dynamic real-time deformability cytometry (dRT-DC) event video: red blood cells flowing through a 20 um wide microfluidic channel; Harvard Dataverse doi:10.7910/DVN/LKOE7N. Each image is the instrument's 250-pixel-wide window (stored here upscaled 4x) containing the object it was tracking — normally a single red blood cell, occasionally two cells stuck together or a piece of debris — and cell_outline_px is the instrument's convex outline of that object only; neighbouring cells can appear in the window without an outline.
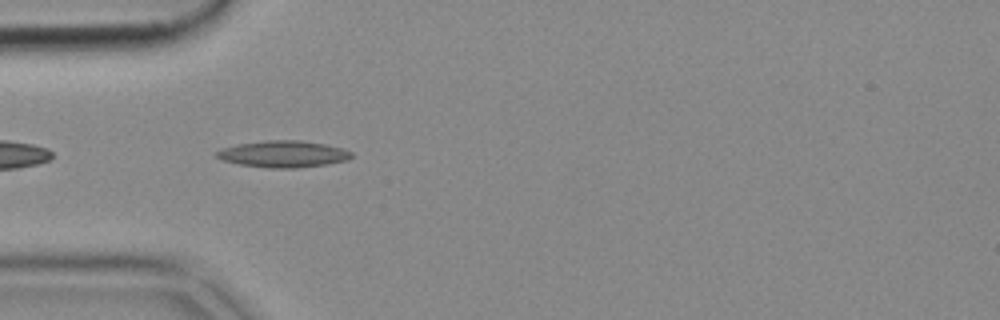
{"species": "common noctule bat (a hibernating species)", "species_latin": "Nyctalus noctula", "temperature_condition": "cold", "stored_images_in_passage": 39, "camera_frame_rate_fps": 3000, "um_per_image_px": 0.085, "animal": {"sex": "female", "body_mass_g": 18.4}, "frame": {"image": 1, "passage_image": 2, "time_ms": 0.333, "image_size_px": [1000, 320], "cell_outline_px": [[352, 156], [348, 160], [324, 164], [296, 168], [268, 168], [240, 164], [224, 160], [216, 156], [216, 152], [220, 148], [236, 144], [268, 140], [300, 140], [324, 144], [340, 148], [352, 152]], "centroid_in_image_um": [24.05, 13.09], "position_along_channel_um": 61.0, "area_um2": 20.75}}
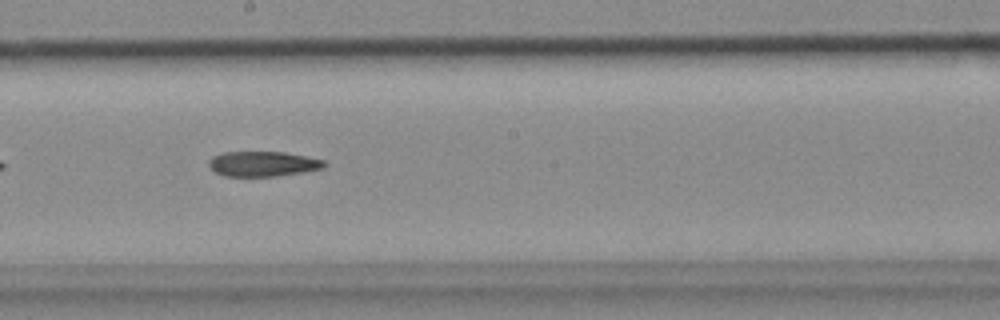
{"frame": {"image": 2, "passage_image": 15, "time_ms": 4.667, "image_size_px": [1000, 320], "cell_outline_px": [[328, 164], [324, 168], [276, 176], [224, 176], [216, 172], [208, 164], [208, 160], [212, 156], [224, 152], [284, 152], [324, 160]], "centroid_in_image_um": [22.34, 13.92], "position_along_channel_um": 225.9, "area_um2": 16.76}}
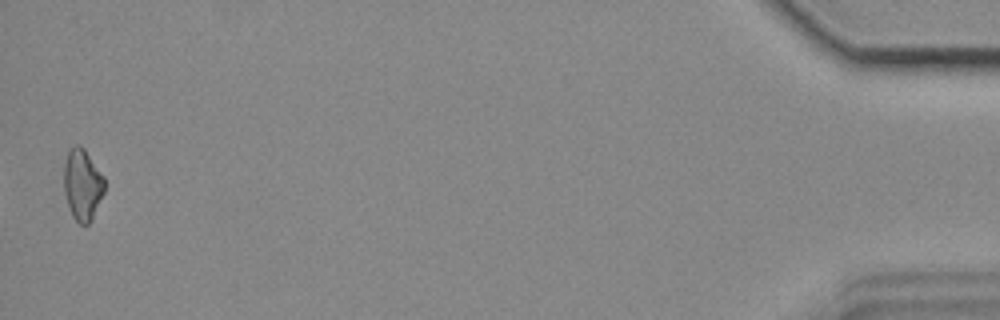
{"frame": {"image": 3, "passage_image": 38, "time_ms": 12.333, "image_size_px": [1000, 320], "cell_outline_px": [[104, 192], [92, 220], [88, 224], [80, 224], [72, 216], [64, 192], [64, 164], [68, 148], [76, 144], [80, 144], [84, 148], [104, 176]], "centroid_in_image_um": [7.0, 15.66], "position_along_channel_um": 428.2, "area_um2": 16.99}}